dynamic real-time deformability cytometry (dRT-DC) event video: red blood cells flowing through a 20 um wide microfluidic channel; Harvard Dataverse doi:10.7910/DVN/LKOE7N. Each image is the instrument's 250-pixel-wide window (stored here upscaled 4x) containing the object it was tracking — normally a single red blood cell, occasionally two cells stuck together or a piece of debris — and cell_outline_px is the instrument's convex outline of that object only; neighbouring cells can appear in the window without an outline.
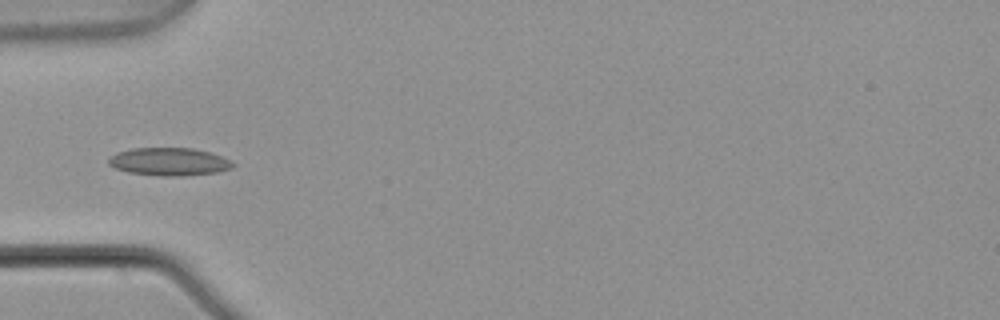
{"species": "common noctule bat (a hibernating species)", "species_latin": "Nyctalus noctula", "temperature_condition": "warm", "stored_images_in_passage": 3, "camera_frame_rate_fps": 3000, "um_per_image_px": 0.085, "animal": {"sex": "male", "body_mass_g": 21.5, "forearm_length_mm": 52.0}, "frame": {"image": 1, "passage_image": 3, "time_ms": 0.667, "image_size_px": [1000, 320], "cell_outline_px": [[236, 164], [232, 168], [216, 172], [184, 176], [160, 176], [128, 172], [116, 168], [108, 164], [108, 160], [116, 152], [132, 148], [192, 148], [208, 152], [220, 156]], "centroid_in_image_um": [14.36, 13.75], "position_along_channel_um": 70.6, "area_um2": 20.06}}